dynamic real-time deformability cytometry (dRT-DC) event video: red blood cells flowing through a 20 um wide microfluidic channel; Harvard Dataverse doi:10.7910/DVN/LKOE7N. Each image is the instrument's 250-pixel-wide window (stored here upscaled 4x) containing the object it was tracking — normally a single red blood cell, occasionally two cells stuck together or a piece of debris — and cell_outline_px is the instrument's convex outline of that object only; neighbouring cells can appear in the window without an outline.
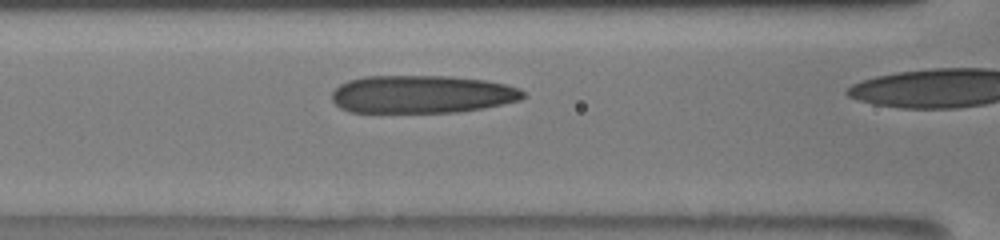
{"species": "human", "species_latin": "Homo sapiens", "temperature_condition": "room temperature", "stored_images_in_passage": 18, "camera_frame_rate_fps": 3000, "um_per_image_px": 0.085, "donor": {"sex": "male"}, "frame": {"image": 1, "passage_image": 8, "time_ms": 2.333, "image_size_px": [1000, 240], "cell_outline_px": [[524, 96], [520, 100], [484, 108], [456, 112], [348, 112], [340, 108], [332, 100], [332, 92], [340, 84], [348, 80], [364, 76], [448, 76], [484, 80], [504, 84], [520, 88], [524, 92]], "centroid_in_image_um": [35.84, 8.01], "position_along_channel_um": 130.8, "area_um2": 42.25}}